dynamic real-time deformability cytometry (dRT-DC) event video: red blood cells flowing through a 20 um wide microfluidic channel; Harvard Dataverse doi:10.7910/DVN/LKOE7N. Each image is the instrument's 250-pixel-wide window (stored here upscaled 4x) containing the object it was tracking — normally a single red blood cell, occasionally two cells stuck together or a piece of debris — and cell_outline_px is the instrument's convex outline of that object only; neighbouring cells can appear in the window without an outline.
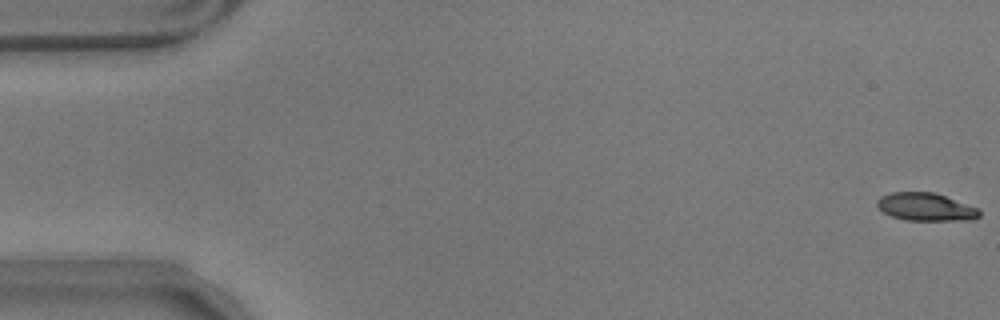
{"species": "common noctule bat (a hibernating species)", "species_latin": "Nyctalus noctula", "temperature_condition": "warm", "stored_images_in_passage": 58, "camera_frame_rate_fps": 3000, "um_per_image_px": 0.085, "animal": {"sex": "male", "body_mass_g": 17.9}, "frame": {"image": 1, "passage_image": 1, "time_ms": 0.0, "image_size_px": [1000, 320], "cell_outline_px": [[980, 216], [976, 220], [908, 220], [892, 216], [884, 212], [876, 204], [876, 200], [880, 196], [892, 192], [932, 192], [980, 208]], "centroid_in_image_um": [78.72, 17.59], "position_along_channel_um": 6.3, "area_um2": 16.59}}
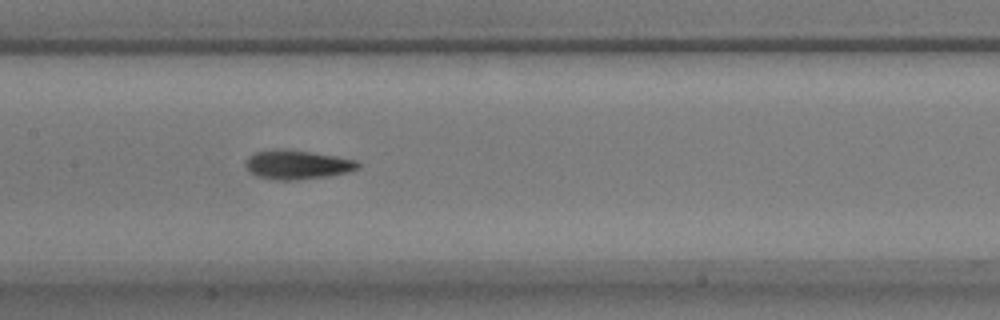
{"frame": {"image": 2, "passage_image": 28, "time_ms": 9.0, "image_size_px": [1000, 320], "cell_outline_px": [[360, 168], [328, 176], [296, 180], [276, 180], [256, 176], [244, 164], [244, 160], [248, 156], [256, 152], [276, 148], [284, 148], [312, 152], [336, 156], [356, 160], [360, 164]], "centroid_in_image_um": [25.23, 13.98], "position_along_channel_um": 182.2, "area_um2": 19.13}}
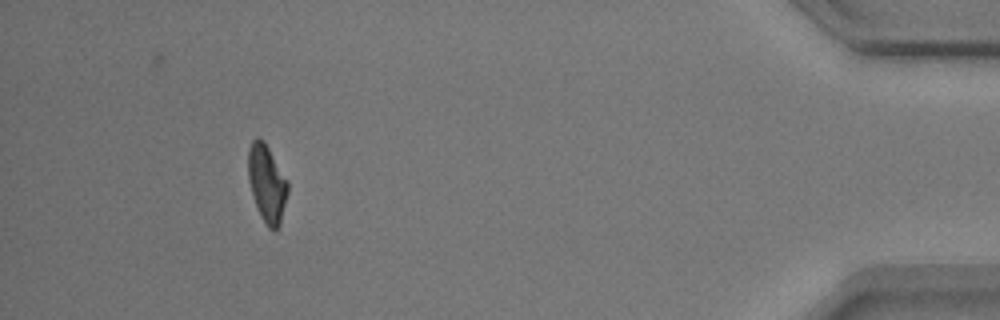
{"frame": {"image": 3, "passage_image": 53, "time_ms": 17.333, "image_size_px": [1000, 320], "cell_outline_px": [[288, 192], [280, 224], [276, 232], [268, 228], [256, 204], [248, 180], [248, 148], [252, 140], [256, 136], [264, 140], [288, 180]], "centroid_in_image_um": [22.69, 15.55], "position_along_channel_um": 412.5, "area_um2": 17.86}, "authors_computed_cell_mechanics": {"area_um2": 17.9469, "velocity_mm_per_s": 3.5364, "shape_relaxation_time_tau1_ms": 4.5719, "shape_relaxation_time_tau2_ms": 2.5556, "deformation_change_tau1": 0.1777, "deformation_change_tau2": 0.0885}}